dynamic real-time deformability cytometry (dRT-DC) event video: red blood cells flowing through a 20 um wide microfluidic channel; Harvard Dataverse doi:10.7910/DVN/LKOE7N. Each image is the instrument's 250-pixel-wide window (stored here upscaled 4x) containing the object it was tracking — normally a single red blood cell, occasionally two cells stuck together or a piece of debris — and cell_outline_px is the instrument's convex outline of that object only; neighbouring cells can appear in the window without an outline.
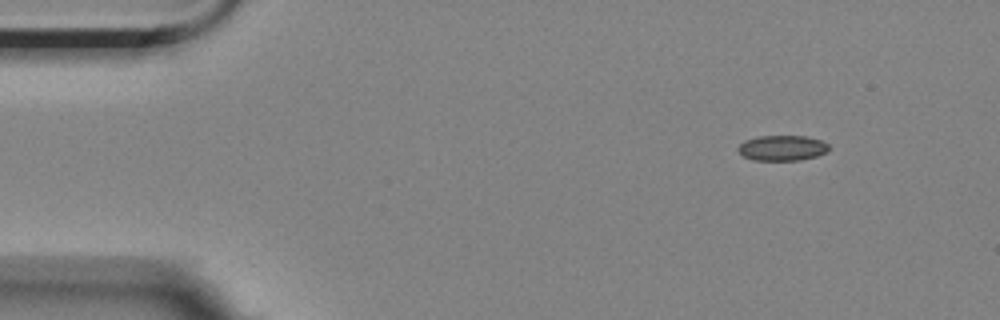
{"species": "Egyptian fruit bat (a non-hibernating species)", "species_latin": "Rousettus aegyptiacus", "temperature_condition": "room temperature", "stored_images_in_passage": 5, "camera_frame_rate_fps": 3000, "um_per_image_px": 0.085, "animal": {"sex": "female"}, "frame": {"image": 1, "passage_image": 1, "time_ms": 0.0, "image_size_px": [1000, 320], "cell_outline_px": [[832, 148], [828, 152], [816, 156], [800, 160], [752, 160], [744, 156], [736, 148], [744, 140], [756, 136], [808, 136], [820, 140], [828, 144]], "centroid_in_image_um": [66.51, 12.57], "position_along_channel_um": 18.5, "area_um2": 13.58}}
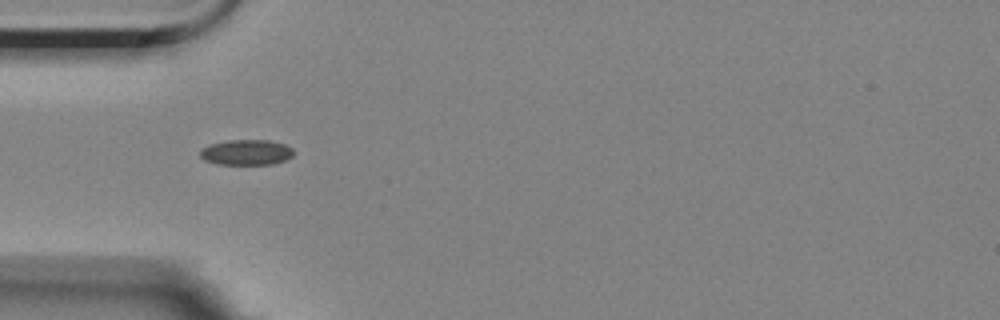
{"frame": {"image": 2, "passage_image": 4, "time_ms": 3.667, "image_size_px": [1000, 320], "cell_outline_px": [[296, 152], [292, 156], [284, 160], [272, 164], [216, 164], [204, 160], [200, 156], [200, 152], [208, 144], [228, 140], [268, 140], [284, 144], [292, 148]], "centroid_in_image_um": [20.94, 12.94], "position_along_channel_um": 64.1, "area_um2": 13.87}}
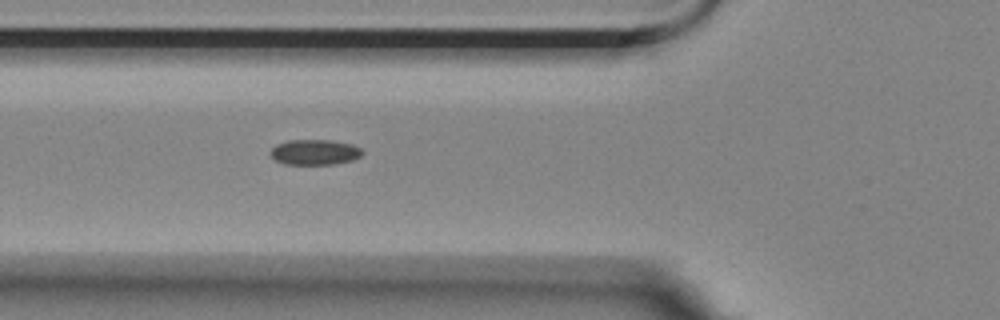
{"frame": {"image": 3, "passage_image": 5, "time_ms": 4.667, "image_size_px": [1000, 320], "cell_outline_px": [[364, 152], [360, 156], [352, 160], [332, 164], [284, 164], [276, 160], [268, 152], [276, 144], [288, 140], [332, 140], [352, 144], [360, 148]], "centroid_in_image_um": [26.74, 12.92], "position_along_channel_um": 99.1, "area_um2": 13.58}}